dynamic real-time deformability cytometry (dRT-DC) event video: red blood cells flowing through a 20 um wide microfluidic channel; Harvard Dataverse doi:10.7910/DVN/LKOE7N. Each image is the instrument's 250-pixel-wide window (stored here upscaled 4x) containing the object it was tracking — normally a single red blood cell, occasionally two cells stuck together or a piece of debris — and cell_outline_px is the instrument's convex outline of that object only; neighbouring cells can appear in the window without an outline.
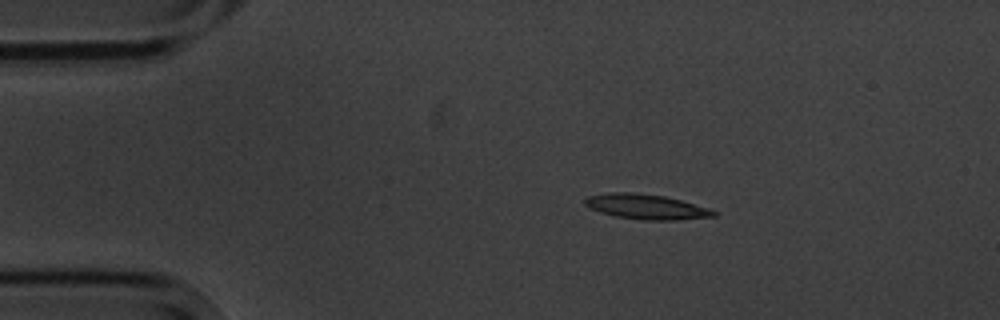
{"species": "common noctule bat (a hibernating species)", "species_latin": "Nyctalus noctula", "temperature_condition": "cold", "stored_images_in_passage": 14, "camera_frame_rate_fps": 3000, "um_per_image_px": 0.085, "animal": {"sex": "male", "body_mass_g": 20.1, "forearm_length_mm": 53.5}, "frame": {"image": 1, "passage_image": 2, "time_ms": 2.0, "image_size_px": [1000, 320], "cell_outline_px": [[716, 216], [676, 220], [644, 220], [616, 216], [600, 212], [588, 208], [584, 204], [584, 200], [588, 196], [608, 192], [632, 192], [664, 196], [680, 200], [708, 208], [716, 212]], "centroid_in_image_um": [54.88, 17.57], "position_along_channel_um": 30.1, "area_um2": 18.67}}
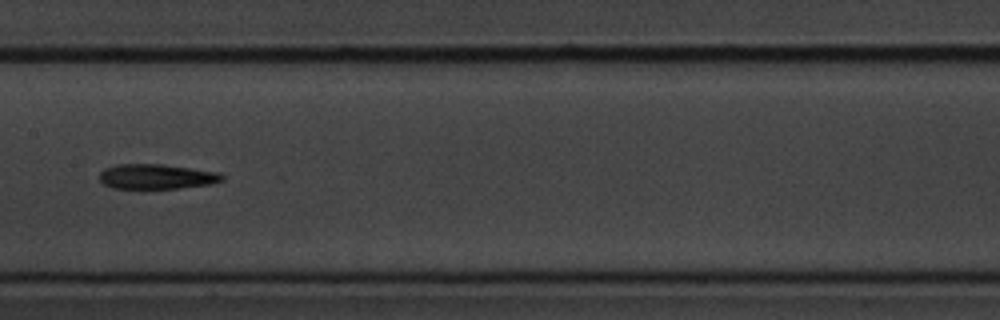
{"frame": {"image": 2, "passage_image": 7, "time_ms": 8.0, "image_size_px": [1000, 320], "cell_outline_px": [[224, 180], [212, 184], [180, 188], [112, 188], [104, 184], [100, 180], [100, 172], [104, 168], [116, 164], [160, 164], [220, 172], [224, 176]], "centroid_in_image_um": [13.32, 15.0], "position_along_channel_um": 194.1, "area_um2": 17.86}}
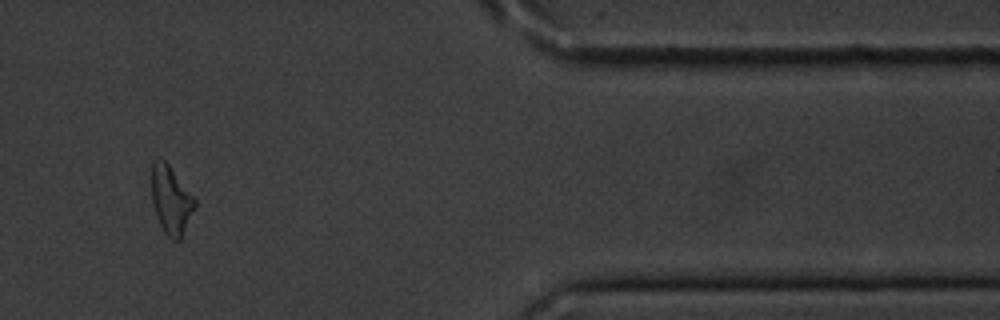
{"frame": {"image": 3, "passage_image": 12, "time_ms": 14.667, "image_size_px": [1000, 320], "cell_outline_px": [[196, 208], [180, 240], [172, 240], [164, 232], [156, 216], [152, 200], [152, 160], [160, 156], [168, 164], [196, 200]], "centroid_in_image_um": [14.53, 17.0], "position_along_channel_um": 396.9, "area_um2": 17.17}, "authors_computed_cell_mechanics": {"area_um2": 18.1781, "velocity_mm_per_s": 3.5291, "shape_relaxation_time_tau1_ms": 8.8393, "shape_relaxation_time_tau2_ms": 7.3002, "deformation_change_tau1": 0.19, "deformation_change_tau2": 0.1736}}